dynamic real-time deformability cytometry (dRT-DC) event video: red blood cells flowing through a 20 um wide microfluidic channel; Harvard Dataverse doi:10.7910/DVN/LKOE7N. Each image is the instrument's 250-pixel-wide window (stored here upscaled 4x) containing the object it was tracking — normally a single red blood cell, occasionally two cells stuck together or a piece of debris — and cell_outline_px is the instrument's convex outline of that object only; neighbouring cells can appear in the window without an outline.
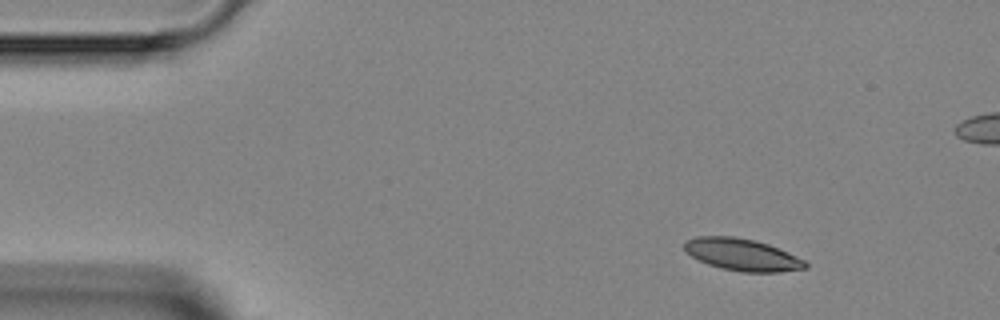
{"species": "Egyptian fruit bat (a non-hibernating species)", "species_latin": "Rousettus aegyptiacus", "temperature_condition": "room temperature", "stored_images_in_passage": 4, "camera_frame_rate_fps": 3000, "um_per_image_px": 0.085, "animal": {"sex": "female"}, "frame": {"image": 1, "passage_image": 1, "time_ms": 0.0, "image_size_px": [1000, 320], "cell_outline_px": [[808, 268], [780, 272], [744, 272], [724, 268], [708, 264], [692, 256], [684, 248], [684, 240], [696, 236], [736, 236], [756, 240], [768, 244], [788, 252], [804, 260], [808, 264]], "centroid_in_image_um": [63.1, 21.63], "position_along_channel_um": 21.9, "area_um2": 22.54}}